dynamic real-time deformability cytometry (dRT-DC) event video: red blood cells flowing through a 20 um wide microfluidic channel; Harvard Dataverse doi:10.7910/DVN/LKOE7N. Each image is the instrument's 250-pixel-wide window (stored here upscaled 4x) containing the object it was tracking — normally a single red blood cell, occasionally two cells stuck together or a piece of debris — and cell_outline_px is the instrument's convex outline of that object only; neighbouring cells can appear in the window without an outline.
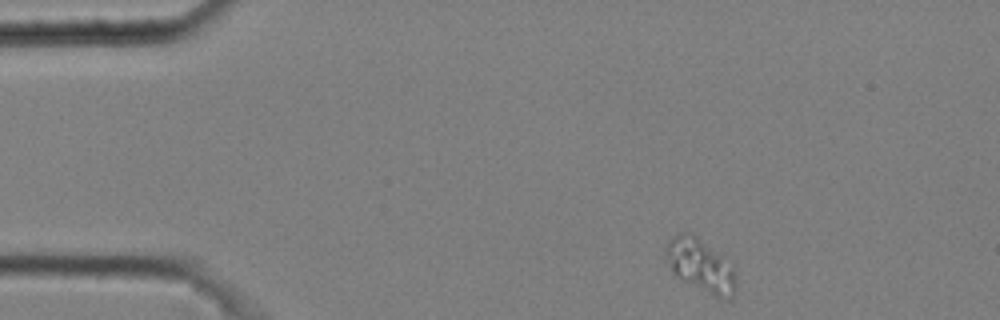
{"species": "common noctule bat (a hibernating species)", "species_latin": "Nyctalus noctula", "temperature_condition": "cold", "stored_images_in_passage": 4, "camera_frame_rate_fps": 3000, "um_per_image_px": 0.085, "animal": {"sex": "male", "body_mass_g": 20.4}, "frame": {"image": 1, "passage_image": 1, "time_ms": 0.0, "image_size_px": [1000, 320], "cell_outline_px": [[736, 288], [732, 296], [728, 300], [720, 300], [676, 276], [668, 268], [664, 256], [664, 248], [668, 240], [684, 232], [692, 232], [732, 260], [736, 272]], "centroid_in_image_um": [59.59, 22.55], "position_along_channel_um": 25.4, "area_um2": 22.72}}
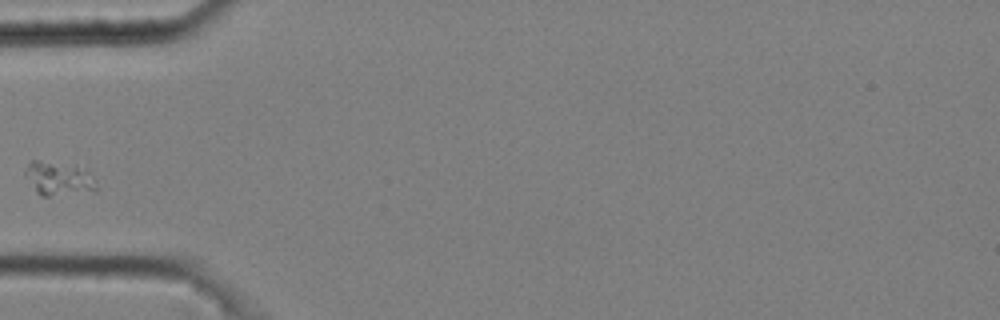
{"frame": {"image": 2, "passage_image": 3, "time_ms": 0.667, "image_size_px": [1000, 320], "cell_outline_px": [[96, 192], [48, 196], [44, 196], [36, 192], [24, 176], [24, 172], [28, 164], [32, 160], [40, 160], [76, 164], [88, 172], [96, 180]], "centroid_in_image_um": [5.0, 15.17], "position_along_channel_um": 80.0, "area_um2": 14.45}}
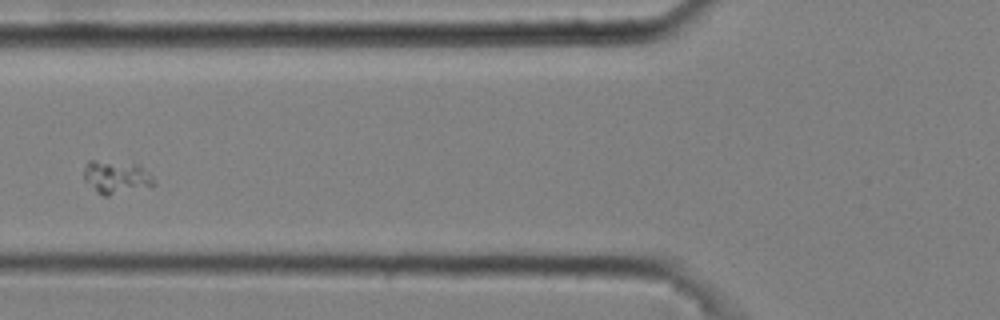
{"frame": {"image": 3, "passage_image": 4, "time_ms": 1.0, "image_size_px": [1000, 320], "cell_outline_px": [[156, 184], [108, 196], [104, 196], [96, 192], [84, 180], [84, 168], [88, 160], [96, 160], [140, 164], [152, 176]], "centroid_in_image_um": [9.85, 15.04], "position_along_channel_um": 115.9, "area_um2": 13.47}}